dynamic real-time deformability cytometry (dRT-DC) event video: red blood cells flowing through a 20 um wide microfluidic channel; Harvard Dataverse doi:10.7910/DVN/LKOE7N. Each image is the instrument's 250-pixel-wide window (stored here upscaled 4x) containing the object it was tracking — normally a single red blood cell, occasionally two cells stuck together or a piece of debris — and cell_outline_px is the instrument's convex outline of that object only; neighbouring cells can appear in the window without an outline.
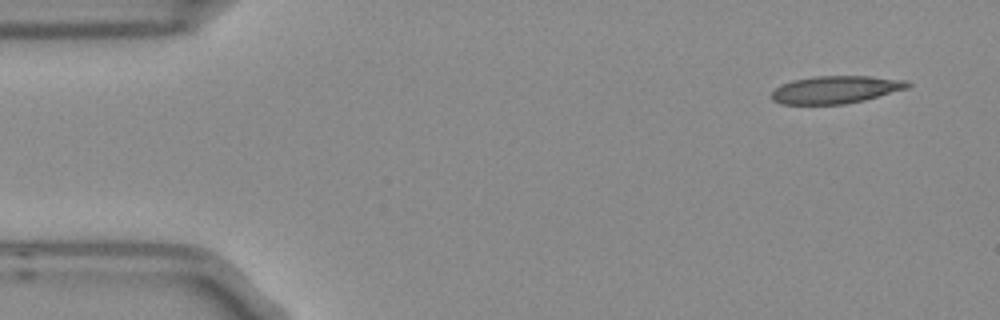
{"species": "Egyptian fruit bat (a non-hibernating species)", "species_latin": "Rousettus aegyptiacus", "temperature_condition": "room temperature", "stored_images_in_passage": 5, "segment_of_instrument_passage": [1, 2], "camera_frame_rate_fps": 3000, "um_per_image_px": 0.085, "frame": {"image": 1, "passage_image": 1, "time_ms": 0.0, "image_size_px": [1000, 320], "cell_outline_px": [[912, 84], [908, 88], [864, 100], [844, 104], [780, 104], [772, 100], [772, 92], [780, 84], [792, 80], [816, 76], [872, 76], [908, 80]], "centroid_in_image_um": [71.04, 7.61], "position_along_channel_um": 14.0, "area_um2": 21.96}}
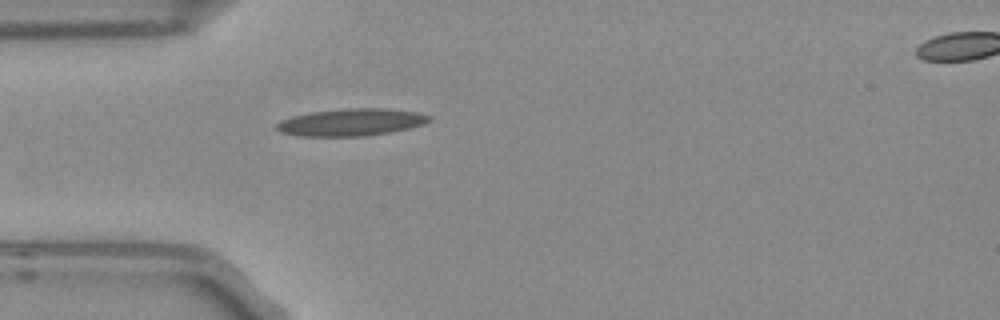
{"frame": {"image": 2, "passage_image": 4, "time_ms": 1.0, "image_size_px": [1000, 320], "cell_outline_px": [[432, 120], [424, 124], [392, 132], [364, 136], [300, 136], [280, 132], [276, 128], [276, 124], [280, 120], [292, 116], [312, 112], [348, 108], [388, 108], [416, 112], [432, 116]], "centroid_in_image_um": [29.87, 10.39], "position_along_channel_um": 55.1, "area_um2": 24.28}}